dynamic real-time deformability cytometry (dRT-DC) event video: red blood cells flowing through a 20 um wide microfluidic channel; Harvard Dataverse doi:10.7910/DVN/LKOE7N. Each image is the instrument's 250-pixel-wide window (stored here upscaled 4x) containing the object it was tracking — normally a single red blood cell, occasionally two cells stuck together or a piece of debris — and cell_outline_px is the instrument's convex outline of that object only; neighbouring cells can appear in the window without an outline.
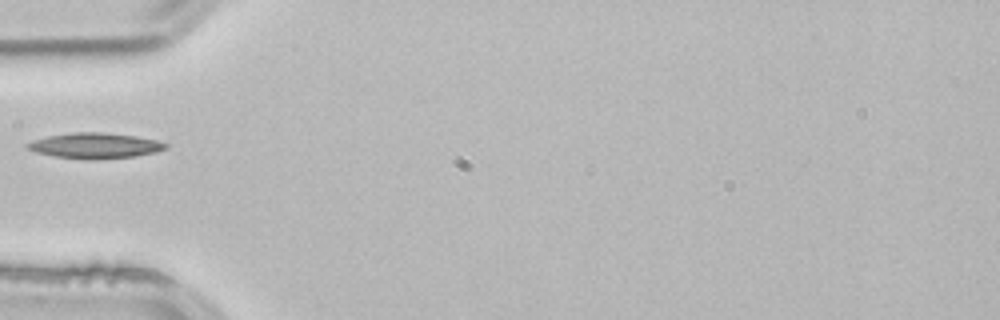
{"species": "common noctule bat (a hibernating species)", "species_latin": "Nyctalus noctula", "temperature_condition": "room temperature", "stored_images_in_passage": 4, "camera_frame_rate_fps": 3000, "um_per_image_px": 0.085, "animal": {"sex": "male", "body_mass_g": 21.5, "forearm_length_mm": 52.0}, "frame": {"image": 1, "passage_image": 4, "time_ms": 1.0, "image_size_px": [1000, 320], "cell_outline_px": [[168, 148], [156, 152], [136, 156], [52, 156], [36, 152], [24, 148], [24, 144], [32, 140], [48, 136], [72, 132], [100, 132], [136, 136], [156, 140], [168, 144]], "centroid_in_image_um": [8.04, 12.32], "position_along_channel_um": 77.0, "area_um2": 19.54}}